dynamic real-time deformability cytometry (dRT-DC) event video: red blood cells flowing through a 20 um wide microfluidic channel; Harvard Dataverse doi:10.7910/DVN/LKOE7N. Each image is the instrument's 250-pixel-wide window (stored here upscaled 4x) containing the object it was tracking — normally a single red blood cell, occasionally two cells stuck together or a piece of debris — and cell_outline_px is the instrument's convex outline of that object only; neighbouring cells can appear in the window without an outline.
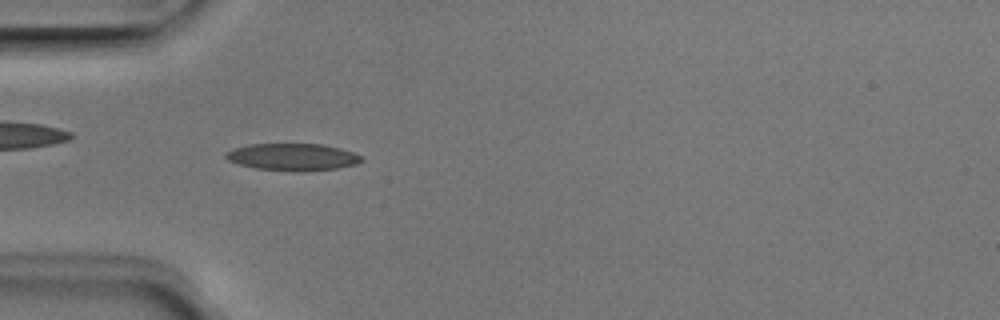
{"species": "Egyptian fruit bat (a non-hibernating species)", "species_latin": "Rousettus aegyptiacus", "temperature_condition": "room temperature", "stored_images_in_passage": 50, "camera_frame_rate_fps": 3000, "um_per_image_px": 0.085, "animal": {"sex": "male"}, "frame": {"image": 1, "passage_image": 15, "time_ms": 4.667, "image_size_px": [1000, 320], "cell_outline_px": [[364, 160], [356, 164], [336, 168], [304, 172], [292, 172], [256, 168], [240, 164], [228, 160], [224, 156], [224, 152], [236, 148], [252, 144], [320, 144], [340, 148], [352, 152], [360, 156]], "centroid_in_image_um": [24.87, 13.35], "position_along_channel_um": 60.1, "area_um2": 21.39}}
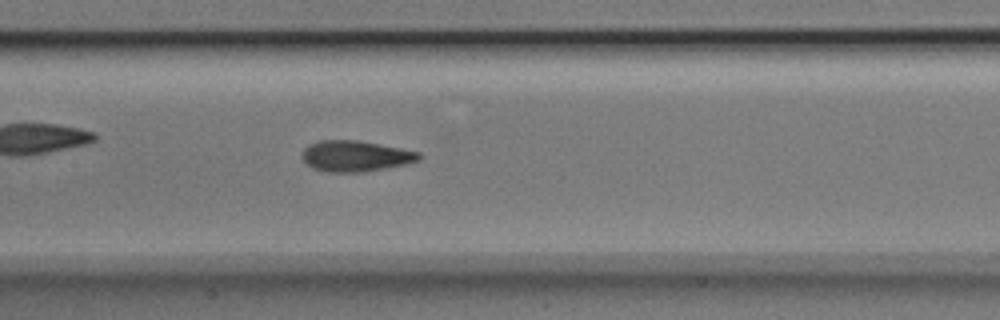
{"frame": {"image": 2, "passage_image": 24, "time_ms": 7.667, "image_size_px": [1000, 320], "cell_outline_px": [[424, 156], [420, 160], [404, 164], [384, 168], [360, 172], [328, 172], [312, 168], [304, 164], [300, 156], [304, 148], [308, 144], [320, 140], [356, 140], [380, 144], [420, 152]], "centroid_in_image_um": [30.17, 13.26], "position_along_channel_um": 177.2, "area_um2": 21.21}}
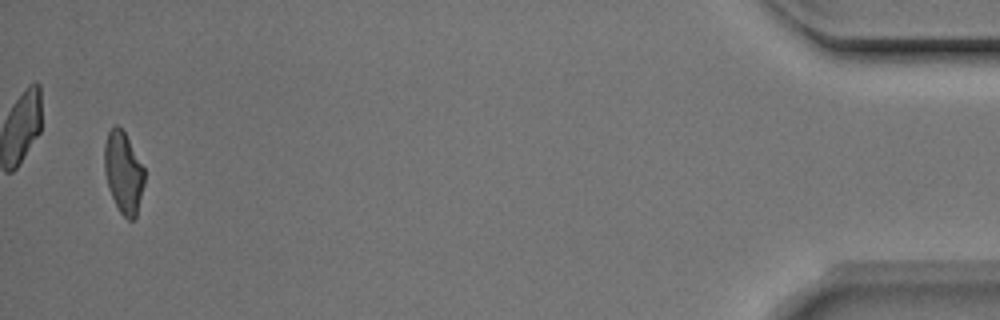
{"frame": {"image": 3, "passage_image": 49, "time_ms": 16.0, "image_size_px": [1000, 320], "cell_outline_px": [[144, 184], [136, 216], [132, 220], [128, 220], [120, 212], [108, 188], [104, 172], [104, 144], [108, 132], [116, 124], [124, 132], [144, 168]], "centroid_in_image_um": [10.47, 14.67], "position_along_channel_um": 424.7, "area_um2": 18.79}, "authors_computed_cell_mechanics": {"area_um2": 20.1433, "velocity_mm_per_s": 3.9902, "shape_relaxation_time_tau1_ms": 4.4018, "shape_relaxation_time_tau2_ms": 1.7464, "deformation_change_tau1": 0.1475, "deformation_change_tau2": 0.0654}}